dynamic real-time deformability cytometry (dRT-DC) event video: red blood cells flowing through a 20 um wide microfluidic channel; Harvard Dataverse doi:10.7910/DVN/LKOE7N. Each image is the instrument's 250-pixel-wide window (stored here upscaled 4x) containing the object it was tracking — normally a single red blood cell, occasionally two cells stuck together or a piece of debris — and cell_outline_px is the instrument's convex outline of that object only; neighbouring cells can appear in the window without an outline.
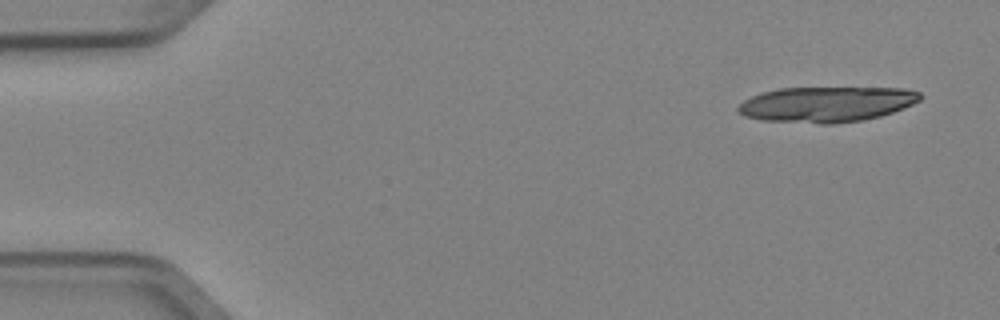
{"species": "Egyptian fruit bat (a non-hibernating species)", "species_latin": "Rousettus aegyptiacus", "temperature_condition": "cold", "stored_images_in_passage": 5, "camera_frame_rate_fps": 3000, "um_per_image_px": 0.085, "animal": {"sex": "female"}, "frame": {"image": 1, "passage_image": 1, "time_ms": 0.0, "image_size_px": [1000, 320], "cell_outline_px": [[924, 96], [920, 100], [904, 108], [880, 116], [864, 120], [836, 124], [820, 124], [764, 120], [744, 116], [736, 112], [736, 108], [744, 100], [752, 96], [764, 92], [780, 88], [904, 88], [920, 92]], "centroid_in_image_um": [70.26, 8.87], "position_along_channel_um": 14.7, "area_um2": 37.74}}
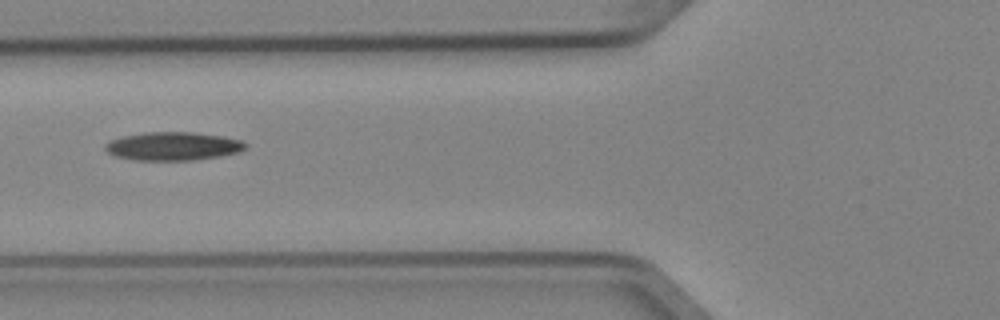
{"frame": {"image": 2, "passage_image": 5, "time_ms": 1.333, "image_size_px": [1000, 320], "cell_outline_px": [[248, 144], [240, 152], [220, 156], [192, 160], [136, 160], [116, 156], [108, 152], [104, 148], [104, 144], [108, 140], [124, 136], [144, 132], [192, 132], [224, 136], [240, 140]], "centroid_in_image_um": [14.7, 12.42], "position_along_channel_um": 111.1, "area_um2": 23.24}}